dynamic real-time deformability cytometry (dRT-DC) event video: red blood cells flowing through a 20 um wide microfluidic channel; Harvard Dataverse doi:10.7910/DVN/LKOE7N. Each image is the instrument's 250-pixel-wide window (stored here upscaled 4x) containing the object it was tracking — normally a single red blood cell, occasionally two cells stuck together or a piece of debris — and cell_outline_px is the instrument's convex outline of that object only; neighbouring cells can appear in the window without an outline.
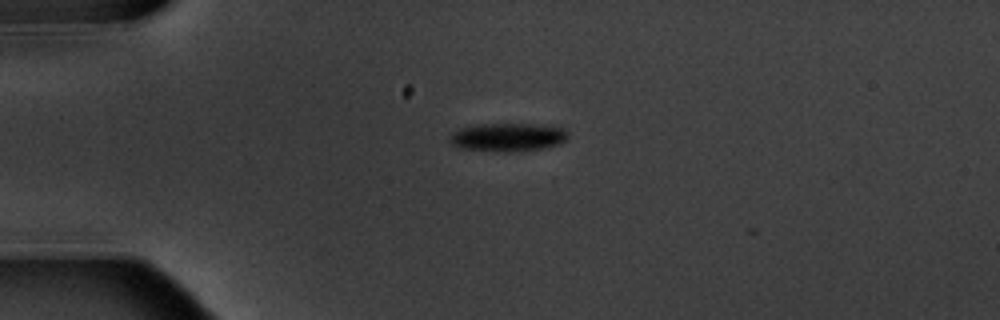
{"species": "common noctule bat (a hibernating species)", "species_latin": "Nyctalus noctula", "temperature_condition": "warm", "stored_images_in_passage": 3, "camera_frame_rate_fps": 3000, "um_per_image_px": 0.085, "animal": {"sex": "male", "body_mass_g": 20.1, "forearm_length_mm": 53.5}, "frame": {"image": 1, "passage_image": 2, "time_ms": 1.0, "image_size_px": [1000, 320], "cell_outline_px": [[568, 136], [560, 144], [544, 148], [508, 152], [496, 152], [456, 148], [448, 140], [448, 136], [452, 132], [460, 128], [480, 124], [532, 124], [564, 128], [568, 132]], "centroid_in_image_um": [43.1, 11.67], "position_along_channel_um": 41.9, "area_um2": 19.77}}